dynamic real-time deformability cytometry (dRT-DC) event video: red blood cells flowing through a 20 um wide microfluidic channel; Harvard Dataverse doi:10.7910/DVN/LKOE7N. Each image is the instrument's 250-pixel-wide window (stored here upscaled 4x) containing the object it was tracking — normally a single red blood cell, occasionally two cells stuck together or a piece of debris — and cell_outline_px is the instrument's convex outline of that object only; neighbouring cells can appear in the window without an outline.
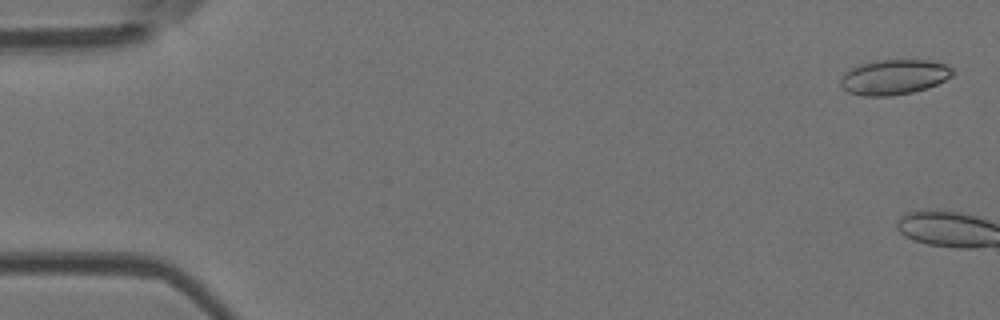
{"species": "Egyptian fruit bat (a non-hibernating species)", "species_latin": "Rousettus aegyptiacus", "temperature_condition": "room temperature", "stored_images_in_passage": 4, "camera_frame_rate_fps": 3000, "um_per_image_px": 0.085, "animal": {"sex": "female"}, "frame": {"image": 1, "passage_image": 2, "time_ms": 0.333, "image_size_px": [1000, 320], "cell_outline_px": [[952, 76], [928, 88], [912, 92], [892, 96], [864, 96], [848, 92], [840, 84], [840, 80], [844, 72], [860, 64], [872, 60], [932, 60], [948, 64], [952, 68]], "centroid_in_image_um": [76.0, 6.54], "position_along_channel_um": 9.0, "area_um2": 23.06}}